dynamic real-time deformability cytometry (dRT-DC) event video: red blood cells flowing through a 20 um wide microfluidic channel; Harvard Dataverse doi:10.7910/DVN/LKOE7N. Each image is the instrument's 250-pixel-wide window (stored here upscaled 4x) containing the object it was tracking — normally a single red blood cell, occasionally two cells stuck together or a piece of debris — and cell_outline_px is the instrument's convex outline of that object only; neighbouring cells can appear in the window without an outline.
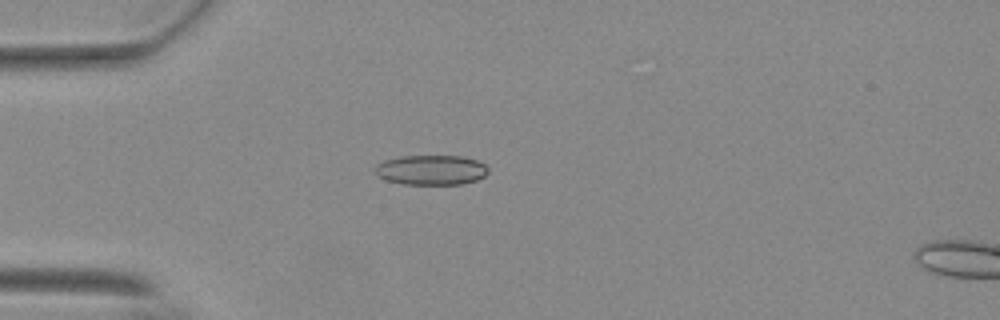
{"species": "Egyptian fruit bat (a non-hibernating species)", "species_latin": "Rousettus aegyptiacus", "temperature_condition": "warm", "stored_images_in_passage": 41, "camera_frame_rate_fps": 3000, "um_per_image_px": 0.085, "animal": {"sex": "female"}, "frame": {"image": 1, "passage_image": 1, "time_ms": 0.0, "image_size_px": [1000, 320], "cell_outline_px": [[488, 172], [484, 176], [476, 180], [460, 184], [404, 184], [384, 180], [376, 176], [372, 168], [376, 164], [384, 160], [400, 156], [464, 156], [476, 160], [484, 164], [488, 168]], "centroid_in_image_um": [36.58, 14.44], "position_along_channel_um": 48.4, "area_um2": 19.94}}
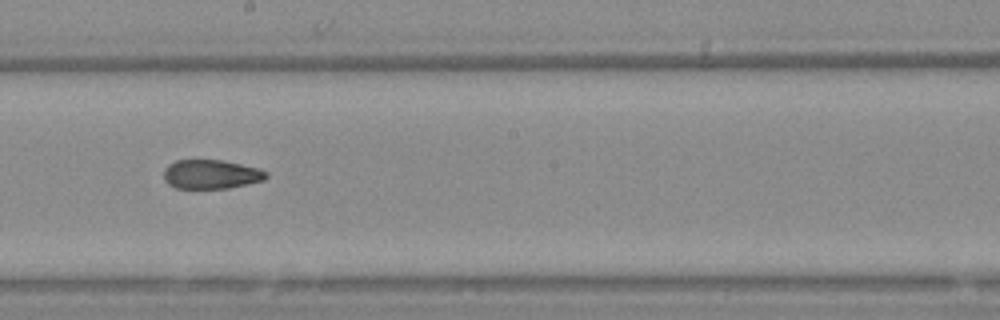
{"frame": {"image": 2, "passage_image": 17, "time_ms": 5.333, "image_size_px": [1000, 320], "cell_outline_px": [[268, 176], [264, 180], [228, 188], [176, 188], [168, 184], [164, 180], [164, 168], [168, 164], [176, 160], [224, 160], [256, 168], [268, 172]], "centroid_in_image_um": [17.91, 14.81], "position_along_channel_um": 230.3, "area_um2": 17.34}}
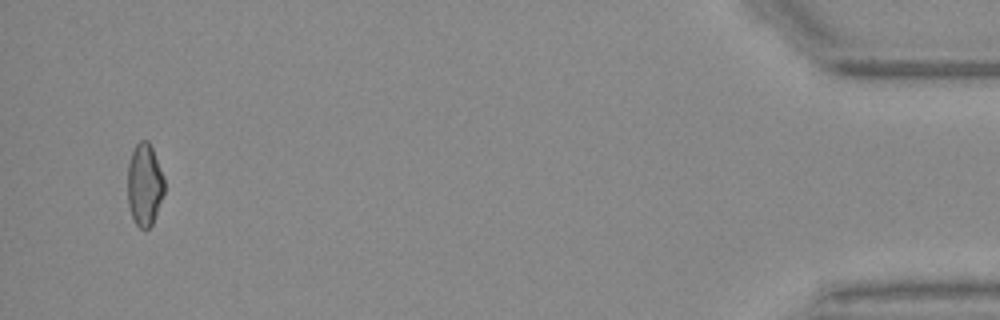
{"frame": {"image": 3, "passage_image": 39, "time_ms": 12.667, "image_size_px": [1000, 320], "cell_outline_px": [[164, 192], [152, 224], [148, 228], [140, 228], [136, 224], [132, 216], [128, 204], [128, 164], [132, 152], [136, 144], [140, 140], [148, 140], [152, 148], [164, 176]], "centroid_in_image_um": [12.28, 15.67], "position_along_channel_um": 422.9, "area_um2": 17.46}, "authors_computed_cell_mechanics": {"area_um2": 18.1492, "velocity_mm_per_s": 3.7204, "shape_relaxation_time_tau1_ms": null, "shape_relaxation_time_tau2_ms": 3.271, "deformation_change_tau1": null, "deformation_change_tau2": 0.0996}}